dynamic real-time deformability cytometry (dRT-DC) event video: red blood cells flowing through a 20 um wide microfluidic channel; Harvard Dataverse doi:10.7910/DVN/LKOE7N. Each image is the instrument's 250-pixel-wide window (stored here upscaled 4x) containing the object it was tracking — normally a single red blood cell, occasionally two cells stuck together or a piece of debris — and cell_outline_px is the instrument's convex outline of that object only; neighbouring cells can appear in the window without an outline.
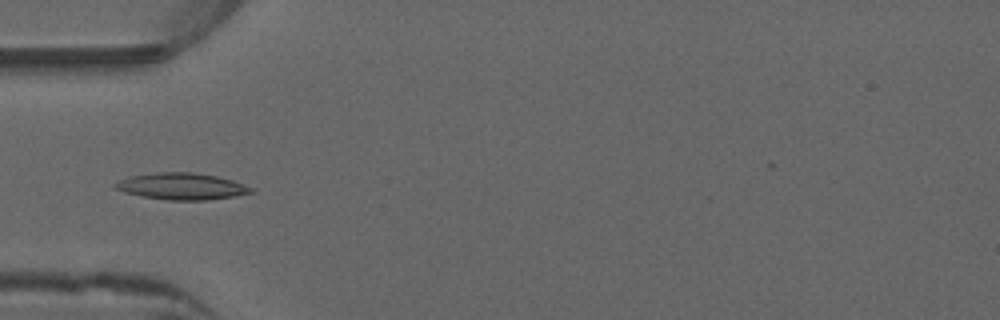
{"species": "common noctule bat (a hibernating species)", "species_latin": "Nyctalus noctula", "temperature_condition": "warm", "stored_images_in_passage": 48, "camera_frame_rate_fps": 3000, "um_per_image_px": 0.085, "animal": {"sex": "male", "forearm_length_mm": 52.5}, "frame": {"image": 1, "passage_image": 12, "time_ms": 3.667, "image_size_px": [1000, 320], "cell_outline_px": [[252, 192], [232, 196], [208, 200], [168, 200], [140, 196], [124, 192], [116, 188], [112, 184], [128, 176], [156, 172], [192, 172], [216, 176], [232, 180], [244, 184], [252, 188]], "centroid_in_image_um": [15.39, 15.83], "position_along_channel_um": 69.6, "area_um2": 20.98}}
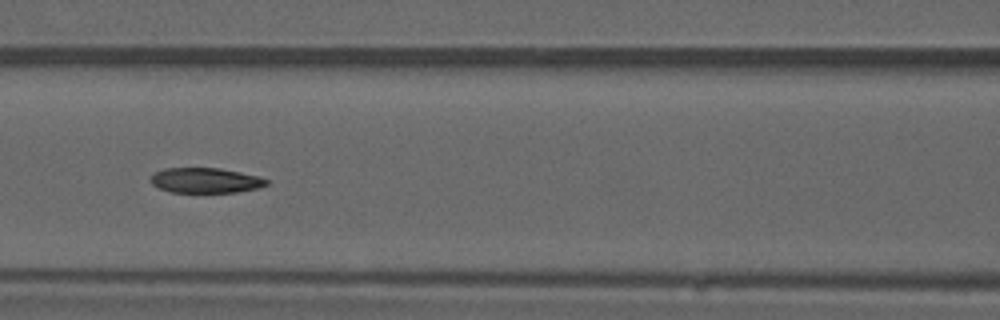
{"frame": {"image": 2, "passage_image": 18, "time_ms": 5.667, "image_size_px": [1000, 320], "cell_outline_px": [[268, 184], [260, 188], [236, 192], [172, 192], [160, 188], [152, 184], [148, 180], [156, 172], [164, 168], [220, 168], [260, 176], [268, 180]], "centroid_in_image_um": [17.49, 15.33], "position_along_channel_um": 149.1, "area_um2": 16.99}}
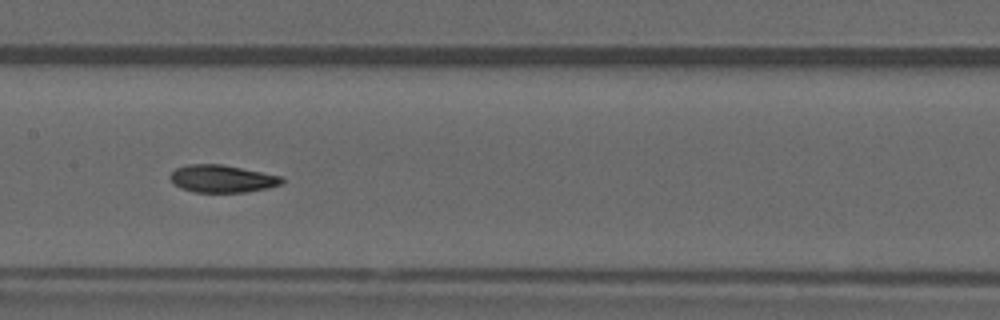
{"frame": {"image": 3, "passage_image": 21, "time_ms": 6.667, "image_size_px": [1000, 320], "cell_outline_px": [[284, 180], [280, 184], [268, 188], [248, 192], [192, 192], [180, 188], [168, 176], [176, 168], [188, 164], [220, 164], [280, 176]], "centroid_in_image_um": [18.84, 15.2], "position_along_channel_um": 188.6, "area_um2": 17.69}, "authors_computed_cell_mechanics": {"area_um2": 18.1203, "velocity_mm_per_s": 3.9551, "shape_relaxation_time_tau1_ms": null, "shape_relaxation_time_tau2_ms": 2.3371, "deformation_change_tau1": null, "deformation_change_tau2": 0.0884}}